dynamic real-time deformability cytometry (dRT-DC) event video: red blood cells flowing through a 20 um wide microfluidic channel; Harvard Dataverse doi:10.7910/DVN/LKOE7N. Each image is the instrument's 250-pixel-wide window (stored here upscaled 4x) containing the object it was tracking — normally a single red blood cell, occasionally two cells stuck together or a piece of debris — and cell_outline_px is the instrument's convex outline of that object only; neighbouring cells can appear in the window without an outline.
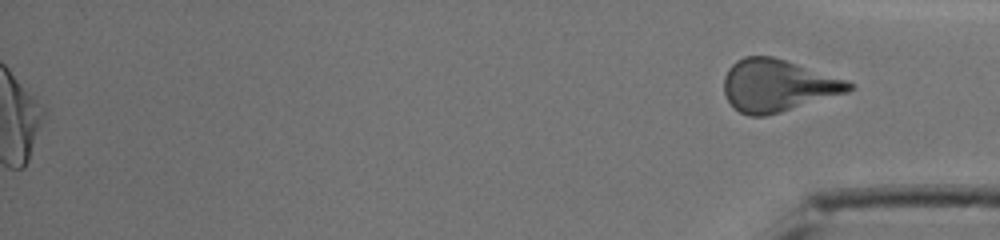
{"species": "human", "species_latin": "Homo sapiens", "temperature_condition": "cold", "stored_images_in_passage": 56, "segment_of_instrument_passage": [2, 2], "camera_frame_rate_fps": 3000, "um_per_image_px": 0.085, "donor": {"sex": "male"}, "frame": {"image": 1, "passage_image": 56, "time_ms": 18.333, "image_size_px": [1000, 240], "cell_outline_px": [[856, 88], [848, 92], [780, 112], [764, 116], [748, 116], [732, 108], [724, 92], [724, 76], [728, 68], [736, 60], [744, 56], [772, 56], [848, 80], [856, 84]], "centroid_in_image_um": [66.09, 7.27], "position_along_channel_um": 369.1, "area_um2": 38.09}}